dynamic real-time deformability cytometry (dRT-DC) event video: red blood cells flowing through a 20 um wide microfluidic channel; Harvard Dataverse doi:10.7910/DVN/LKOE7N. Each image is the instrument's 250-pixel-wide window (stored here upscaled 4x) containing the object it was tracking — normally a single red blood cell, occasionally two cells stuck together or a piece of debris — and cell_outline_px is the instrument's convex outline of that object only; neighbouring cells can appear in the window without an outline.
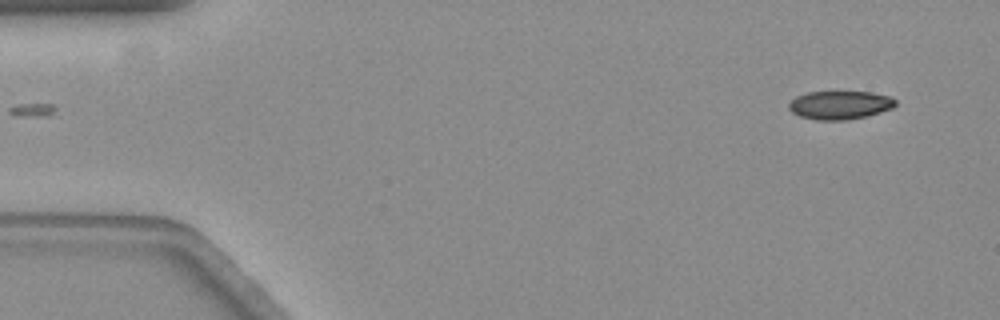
{"species": "common noctule bat (a hibernating species)", "species_latin": "Nyctalus noctula", "temperature_condition": "warm", "stored_images_in_passage": 55, "camera_frame_rate_fps": 3000, "um_per_image_px": 0.085, "animal": {"sex": "female", "body_mass_g": 19.3, "forearm_length_mm": 54.1}, "frame": {"image": 1, "passage_image": 1, "time_ms": 0.0, "image_size_px": [1000, 320], "cell_outline_px": [[896, 104], [892, 108], [880, 112], [864, 116], [844, 120], [816, 120], [800, 116], [792, 112], [788, 108], [788, 104], [796, 96], [808, 92], [872, 92], [892, 96], [896, 100]], "centroid_in_image_um": [71.39, 8.92], "position_along_channel_um": 13.6, "area_um2": 17.63}}
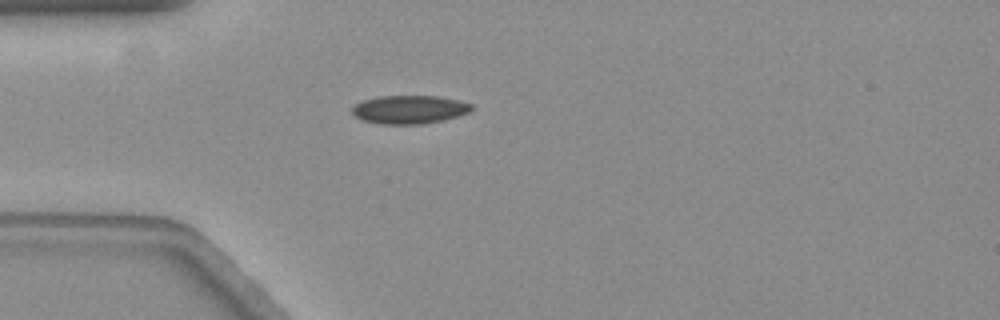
{"frame": {"image": 2, "passage_image": 13, "time_ms": 4.0, "image_size_px": [1000, 320], "cell_outline_px": [[472, 108], [468, 112], [444, 120], [424, 124], [380, 124], [364, 120], [356, 116], [352, 112], [352, 108], [360, 100], [376, 96], [440, 96], [472, 104]], "centroid_in_image_um": [34.77, 9.3], "position_along_channel_um": 50.2, "area_um2": 19.71}}
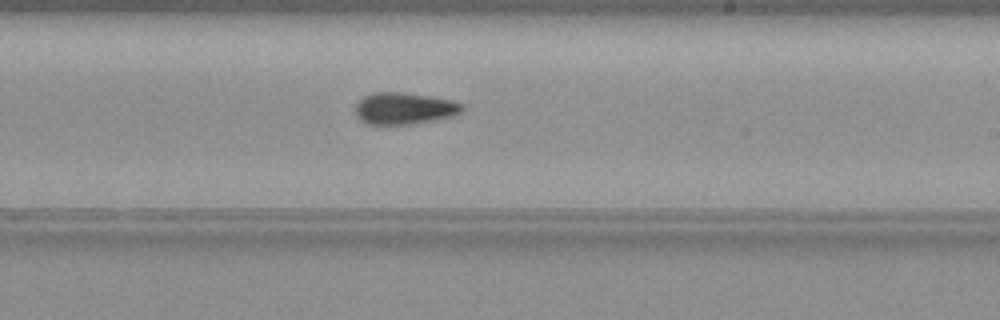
{"frame": {"image": 3, "passage_image": 31, "time_ms": 10.0, "image_size_px": [1000, 320], "cell_outline_px": [[464, 108], [460, 112], [452, 116], [416, 124], [368, 124], [360, 120], [356, 116], [356, 104], [364, 96], [372, 92], [404, 92], [452, 100], [464, 104]], "centroid_in_image_um": [34.36, 9.21], "position_along_channel_um": 254.6, "area_um2": 19.83}}